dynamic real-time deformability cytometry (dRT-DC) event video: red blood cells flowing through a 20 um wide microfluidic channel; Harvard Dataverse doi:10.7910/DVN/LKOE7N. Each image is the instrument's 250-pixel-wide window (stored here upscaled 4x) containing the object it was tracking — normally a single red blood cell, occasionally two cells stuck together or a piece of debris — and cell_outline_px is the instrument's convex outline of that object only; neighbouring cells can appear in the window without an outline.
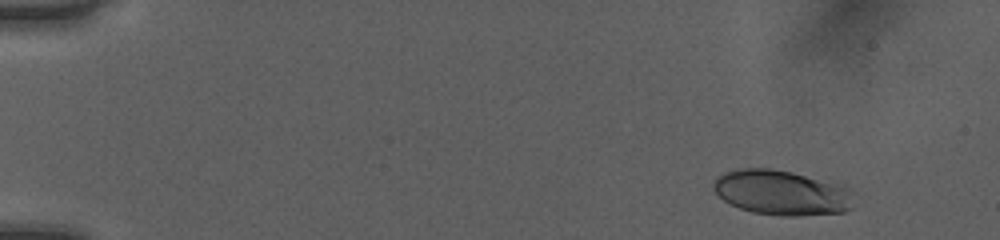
{"species": "human", "species_latin": "Homo sapiens", "temperature_condition": "room temperature", "stored_images_in_passage": 47, "camera_frame_rate_fps": 3000, "um_per_image_px": 0.085, "donor": {"sex": "female"}, "frame": {"image": 1, "passage_image": 1, "time_ms": 0.0, "image_size_px": [1000, 240], "cell_outline_px": [[856, 192], [852, 208], [844, 212], [800, 216], [780, 216], [752, 212], [740, 208], [724, 200], [712, 188], [712, 184], [716, 176], [724, 172], [736, 168], [772, 168], [792, 172], [844, 184]], "centroid_in_image_um": [66.5, 16.36], "position_along_channel_um": 18.5, "area_um2": 37.63}}
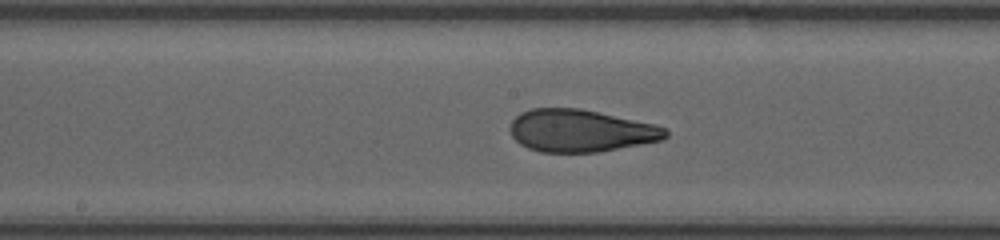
{"frame": {"image": 2, "passage_image": 24, "time_ms": 7.667, "image_size_px": [1000, 240], "cell_outline_px": [[668, 136], [664, 140], [600, 152], [540, 152], [528, 148], [520, 144], [512, 136], [508, 128], [512, 120], [520, 112], [532, 108], [580, 108], [656, 124], [668, 128]], "centroid_in_image_um": [49.37, 11.11], "position_along_channel_um": 198.8, "area_um2": 38.84}}
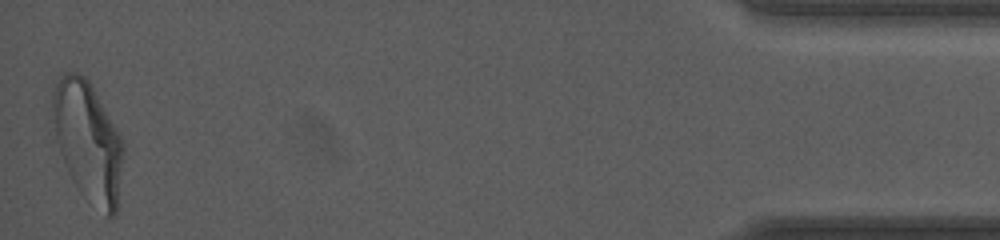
{"frame": {"image": 3, "passage_image": 47, "time_ms": 15.333, "image_size_px": [1000, 240], "cell_outline_px": [[124, 152], [116, 212], [112, 216], [108, 216], [72, 180], [68, 172], [60, 152], [56, 136], [52, 108], [52, 96], [56, 84], [60, 76], [64, 72], [80, 72], [88, 80], [116, 128], [124, 144]], "centroid_in_image_um": [7.48, 11.94], "position_along_channel_um": 427.7, "area_um2": 47.92}, "authors_computed_cell_mechanics": {"area_um2": 38.726, "velocity_mm_per_s": 4.0302, "shape_relaxation_time_tau1_ms": 7.948, "shape_relaxation_time_tau2_ms": 0.8477, "deformation_change_tau1": 0.2618, "deformation_change_tau2": 0.0718}}